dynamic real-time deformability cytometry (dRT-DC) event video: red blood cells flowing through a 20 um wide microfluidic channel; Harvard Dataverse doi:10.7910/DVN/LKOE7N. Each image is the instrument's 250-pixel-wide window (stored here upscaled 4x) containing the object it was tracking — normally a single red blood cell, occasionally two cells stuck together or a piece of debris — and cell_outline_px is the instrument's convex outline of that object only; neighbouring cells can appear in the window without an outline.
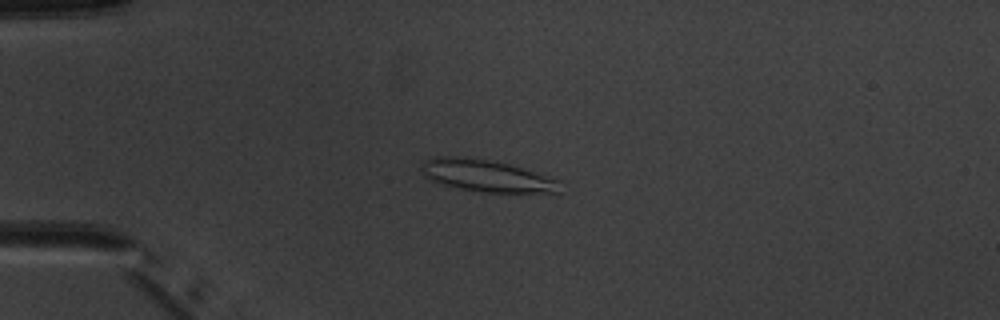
{"species": "common noctule bat (a hibernating species)", "species_latin": "Nyctalus noctula", "temperature_condition": "warm", "stored_images_in_passage": 7, "camera_frame_rate_fps": 3000, "um_per_image_px": 0.085, "animal": {"sex": "male", "body_mass_g": 20.1, "forearm_length_mm": 53.5}, "frame": {"image": 1, "passage_image": 4, "time_ms": 4.333, "image_size_px": [1000, 320], "cell_outline_px": [[560, 192], [484, 192], [460, 188], [444, 184], [432, 180], [424, 176], [420, 168], [424, 160], [432, 156], [464, 156], [488, 160], [508, 164], [560, 180]], "centroid_in_image_um": [41.31, 14.92], "position_along_channel_um": 43.7, "area_um2": 25.55}}
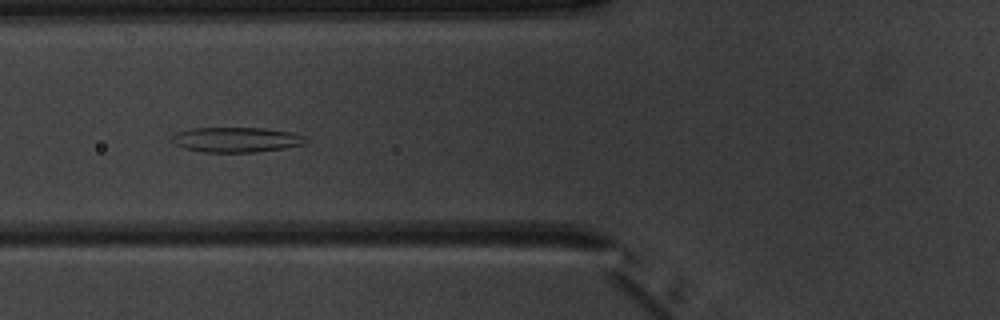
{"frame": {"image": 2, "passage_image": 6, "time_ms": 6.667, "image_size_px": [1000, 320], "cell_outline_px": [[308, 144], [284, 148], [256, 152], [204, 152], [184, 148], [176, 144], [172, 140], [172, 136], [176, 132], [192, 128], [264, 128], [292, 132], [304, 136], [308, 140]], "centroid_in_image_um": [20.13, 11.87], "position_along_channel_um": 105.7, "area_um2": 19.59}}
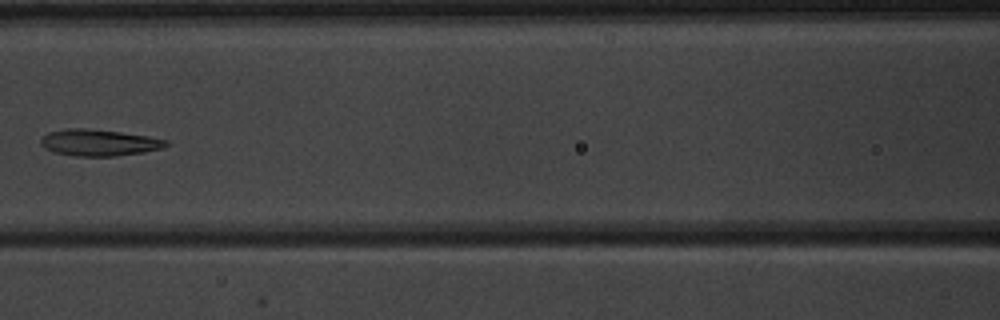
{"frame": {"image": 3, "passage_image": 7, "time_ms": 8.0, "image_size_px": [1000, 320], "cell_outline_px": [[168, 144], [160, 148], [144, 152], [116, 156], [72, 156], [56, 152], [44, 148], [40, 144], [40, 140], [48, 132], [64, 128], [84, 128], [120, 132], [148, 136], [168, 140]], "centroid_in_image_um": [8.38, 12.12], "position_along_channel_um": 158.2, "area_um2": 19.31}}